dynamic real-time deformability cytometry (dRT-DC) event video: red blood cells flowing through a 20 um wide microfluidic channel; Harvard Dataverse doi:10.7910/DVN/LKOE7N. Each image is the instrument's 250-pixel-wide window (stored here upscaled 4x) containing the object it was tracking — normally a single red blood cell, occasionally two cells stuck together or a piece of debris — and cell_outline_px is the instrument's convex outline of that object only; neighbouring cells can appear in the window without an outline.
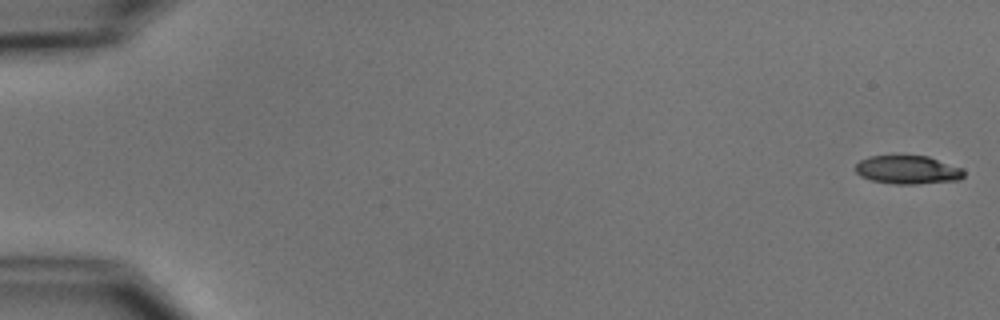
{"species": "common noctule bat (a hibernating species)", "species_latin": "Nyctalus noctula", "temperature_condition": "cold", "stored_images_in_passage": 7, "camera_frame_rate_fps": 3000, "um_per_image_px": 0.085, "animal": {"sex": "male", "body_mass_g": 15.6}, "frame": {"image": 1, "passage_image": 1, "time_ms": 0.0, "image_size_px": [1000, 320], "cell_outline_px": [[964, 176], [960, 180], [916, 184], [896, 184], [872, 180], [860, 176], [856, 172], [856, 164], [860, 160], [868, 156], [928, 156], [964, 168]], "centroid_in_image_um": [77.19, 14.43], "position_along_channel_um": 7.8, "area_um2": 18.03}}
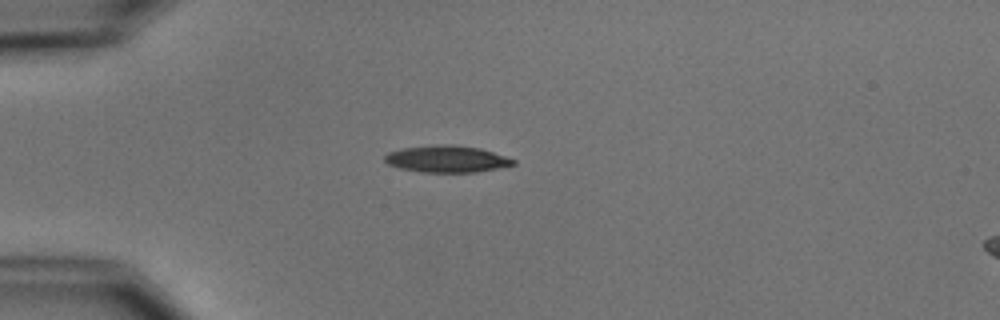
{"frame": {"image": 2, "passage_image": 5, "time_ms": 4.667, "image_size_px": [1000, 320], "cell_outline_px": [[516, 164], [476, 172], [420, 172], [400, 168], [388, 164], [384, 160], [384, 156], [388, 152], [400, 148], [436, 144], [452, 144], [480, 148], [516, 160]], "centroid_in_image_um": [37.93, 13.5], "position_along_channel_um": 47.1, "area_um2": 20.11}}